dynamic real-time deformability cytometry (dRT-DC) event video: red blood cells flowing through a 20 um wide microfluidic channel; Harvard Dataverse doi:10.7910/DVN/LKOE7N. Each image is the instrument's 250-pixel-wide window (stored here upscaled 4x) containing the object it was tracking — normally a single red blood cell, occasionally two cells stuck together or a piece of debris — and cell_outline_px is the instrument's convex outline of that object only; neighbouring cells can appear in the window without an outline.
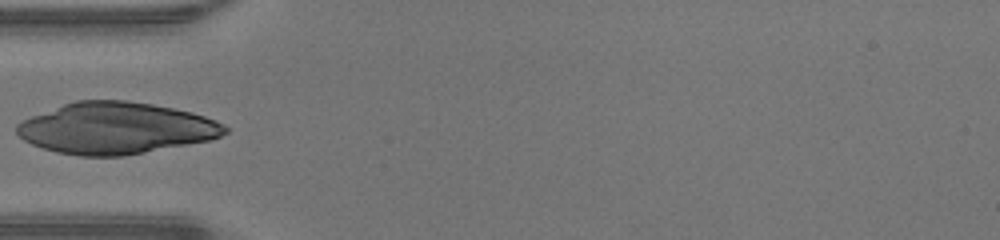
{"species": "human", "species_latin": "Homo sapiens", "temperature_condition": "warm", "stored_images_in_passage": 33, "camera_frame_rate_fps": 3000, "um_per_image_px": 0.085, "donor": {"sex": "male"}, "frame": {"image": 1, "passage_image": 1, "time_ms": 0.0, "image_size_px": [1000, 240], "cell_outline_px": [[228, 132], [220, 136], [208, 140], [124, 156], [80, 156], [56, 152], [32, 144], [24, 140], [16, 132], [16, 124], [32, 116], [64, 104], [76, 100], [128, 100], [152, 104], [192, 112], [216, 120], [224, 124], [228, 128]], "centroid_in_image_um": [9.85, 10.89], "position_along_channel_um": 75.1, "area_um2": 62.14}}
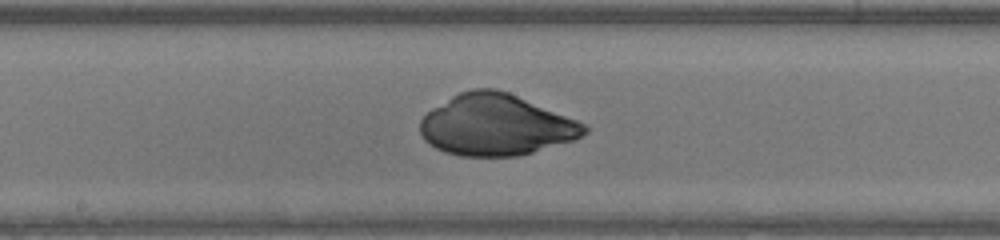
{"frame": {"image": 2, "passage_image": 10, "time_ms": 3.0, "image_size_px": [1000, 240], "cell_outline_px": [[588, 132], [572, 140], [520, 156], [460, 156], [444, 152], [436, 148], [424, 140], [420, 132], [420, 120], [432, 108], [452, 96], [460, 92], [472, 88], [496, 88], [508, 92], [576, 120], [584, 124], [588, 128]], "centroid_in_image_um": [42.12, 10.63], "position_along_channel_um": 206.1, "area_um2": 58.15}}
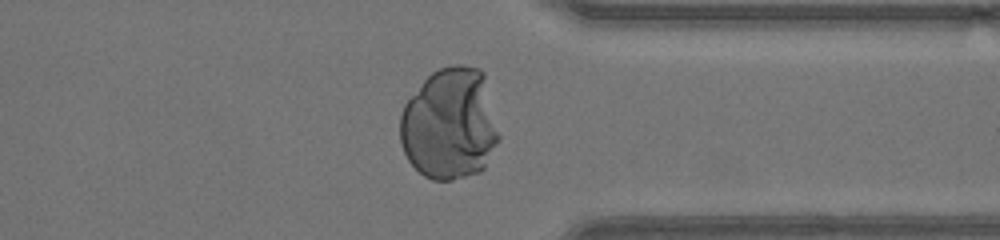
{"frame": {"image": 3, "passage_image": 22, "time_ms": 7.0, "image_size_px": [1000, 240], "cell_outline_px": [[500, 140], [484, 168], [480, 172], [452, 180], [432, 180], [424, 176], [408, 160], [404, 152], [400, 140], [400, 116], [404, 104], [424, 80], [432, 72], [440, 68], [452, 64], [464, 64], [480, 68], [484, 72], [500, 136]], "centroid_in_image_um": [38.24, 10.53], "position_along_channel_um": 373.2, "area_um2": 64.91}}